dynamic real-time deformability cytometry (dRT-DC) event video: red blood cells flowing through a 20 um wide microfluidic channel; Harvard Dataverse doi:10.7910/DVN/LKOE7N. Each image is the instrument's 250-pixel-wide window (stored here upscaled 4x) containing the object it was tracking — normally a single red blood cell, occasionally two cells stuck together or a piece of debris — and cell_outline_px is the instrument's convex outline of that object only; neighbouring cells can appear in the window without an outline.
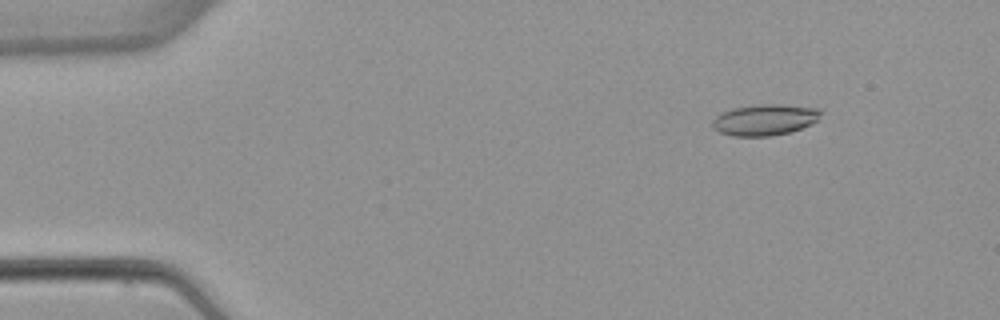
{"species": "common noctule bat (a hibernating species)", "species_latin": "Nyctalus noctula", "temperature_condition": "warm", "stored_images_in_passage": 5, "camera_frame_rate_fps": 3000, "um_per_image_px": 0.085, "animal": {"sex": "female", "body_mass_g": 22.7, "forearm_length_mm": 54.2}, "frame": {"image": 1, "passage_image": 2, "time_ms": 1.667, "image_size_px": [1000, 320], "cell_outline_px": [[824, 112], [820, 120], [812, 124], [792, 132], [772, 136], [732, 136], [720, 132], [712, 128], [712, 120], [720, 112], [732, 108], [760, 104], [784, 104], [820, 108]], "centroid_in_image_um": [65.06, 10.17], "position_along_channel_um": 19.9, "area_um2": 20.23}}
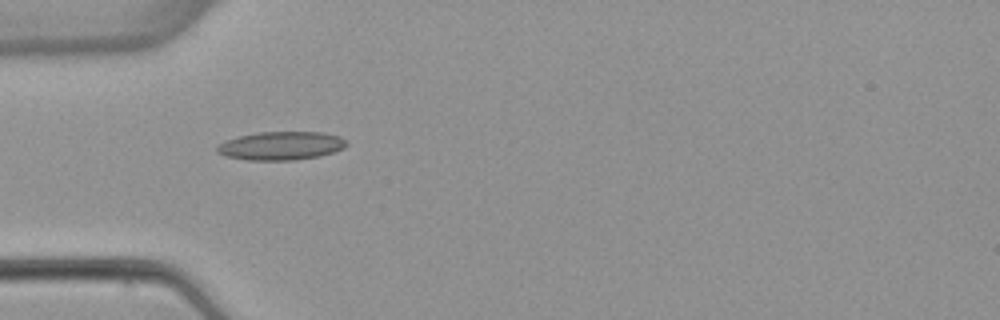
{"frame": {"image": 2, "passage_image": 4, "time_ms": 5.0, "image_size_px": [1000, 320], "cell_outline_px": [[348, 144], [344, 148], [320, 156], [296, 160], [248, 160], [224, 156], [216, 152], [216, 144], [224, 140], [240, 136], [260, 132], [324, 132], [340, 136]], "centroid_in_image_um": [23.86, 12.39], "position_along_channel_um": 61.1, "area_um2": 21.62}}
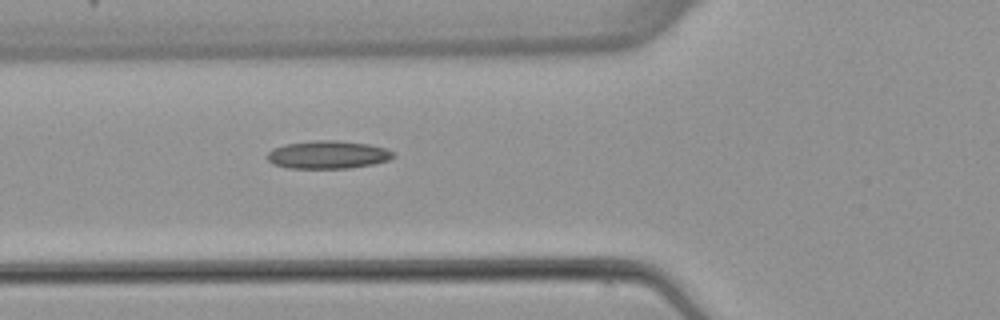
{"frame": {"image": 3, "passage_image": 5, "time_ms": 6.0, "image_size_px": [1000, 320], "cell_outline_px": [[396, 156], [388, 160], [372, 164], [348, 168], [288, 168], [272, 164], [264, 156], [272, 148], [284, 144], [316, 140], [336, 140], [368, 144], [384, 148], [392, 152]], "centroid_in_image_um": [27.8, 13.15], "position_along_channel_um": 98.0, "area_um2": 20.58}}